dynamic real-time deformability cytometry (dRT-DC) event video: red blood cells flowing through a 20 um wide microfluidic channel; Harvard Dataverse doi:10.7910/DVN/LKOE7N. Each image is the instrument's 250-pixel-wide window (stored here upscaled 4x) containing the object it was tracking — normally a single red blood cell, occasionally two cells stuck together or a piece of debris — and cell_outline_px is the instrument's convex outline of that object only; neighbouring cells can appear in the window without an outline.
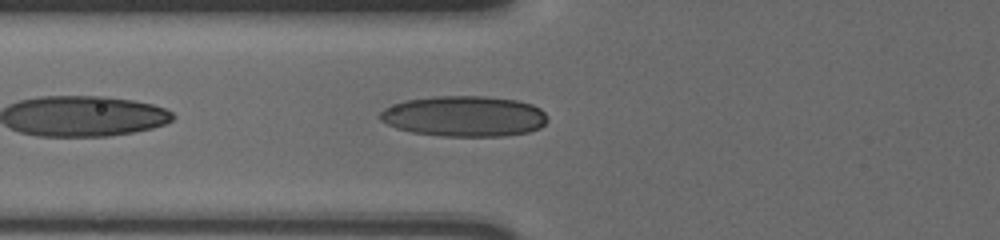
{"species": "human", "species_latin": "Homo sapiens", "temperature_condition": "cold", "stored_images_in_passage": 38, "camera_frame_rate_fps": 3000, "um_per_image_px": 0.085, "donor": {"sex": "male"}, "frame": {"image": 1, "passage_image": 3, "time_ms": 0.667, "image_size_px": [1000, 240], "cell_outline_px": [[548, 120], [540, 128], [528, 132], [504, 136], [444, 136], [412, 132], [396, 128], [380, 120], [380, 112], [384, 108], [404, 100], [436, 96], [484, 96], [516, 100], [532, 104], [540, 108], [548, 116]], "centroid_in_image_um": [39.48, 9.88], "position_along_channel_um": 86.3, "area_um2": 39.77}}
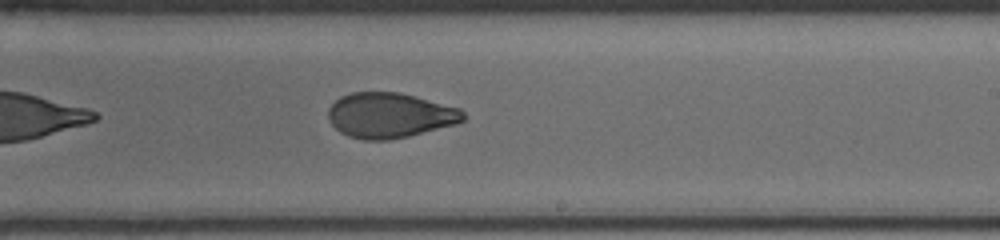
{"frame": {"image": 2, "passage_image": 17, "time_ms": 5.333, "image_size_px": [1000, 240], "cell_outline_px": [[464, 120], [456, 124], [408, 136], [388, 140], [364, 140], [348, 136], [340, 132], [328, 120], [328, 108], [340, 96], [352, 92], [400, 92], [416, 96], [460, 108], [464, 112]], "centroid_in_image_um": [33.12, 9.8], "position_along_channel_um": 255.9, "area_um2": 35.6}}
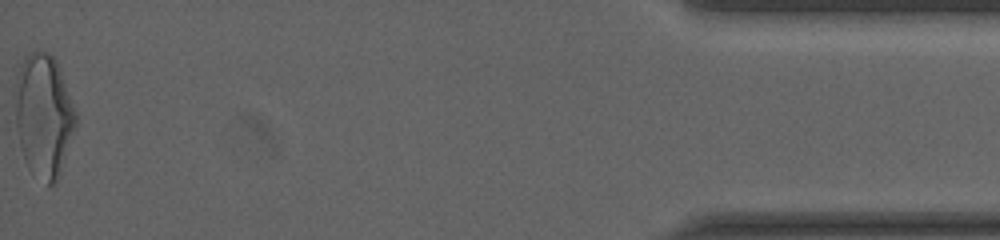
{"frame": {"image": 3, "passage_image": 38, "time_ms": 12.333, "image_size_px": [1000, 240], "cell_outline_px": [[76, 124], [56, 184], [48, 188], [28, 168], [24, 160], [16, 128], [12, 88], [20, 64], [24, 56], [28, 52], [48, 52], [56, 60], [76, 112]], "centroid_in_image_um": [3.66, 9.82], "position_along_channel_um": 431.5, "area_um2": 44.04}, "authors_computed_cell_mechanics": {"area_um2": 36.4718, "velocity_mm_per_s": 3.6188, "shape_relaxation_time_tau1_ms": 6.6607, "shape_relaxation_time_tau2_ms": 1.9266, "deformation_change_tau1": 0.1785, "deformation_change_tau2": 0.0716}}